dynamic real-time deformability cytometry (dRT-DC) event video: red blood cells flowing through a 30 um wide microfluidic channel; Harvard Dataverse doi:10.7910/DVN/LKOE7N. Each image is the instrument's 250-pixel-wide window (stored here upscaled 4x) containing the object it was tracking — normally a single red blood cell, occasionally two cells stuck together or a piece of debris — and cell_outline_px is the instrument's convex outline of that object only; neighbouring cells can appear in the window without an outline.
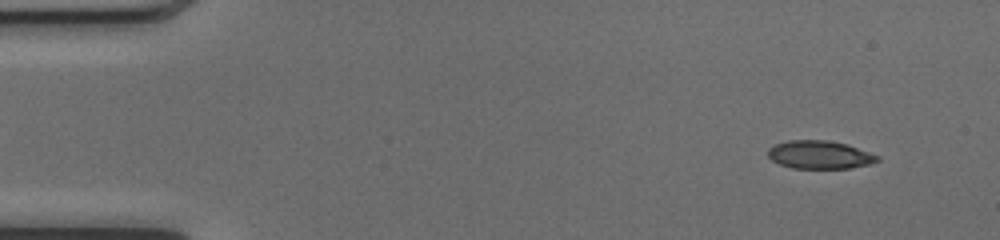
{"species": "common noctule bat (a hibernating species)", "species_latin": "Nyctalus noctula", "temperature_condition": "cold", "stored_images_in_passage": 50, "camera_frame_rate_fps": 3000, "um_per_image_px": 0.085, "animal": {"sex": "female", "body_mass_g": 17.0, "forearm_length_mm": 48.0}, "frame": {"image": 1, "passage_image": 4, "time_ms": 1.0, "image_size_px": [1000, 240], "cell_outline_px": [[880, 160], [868, 164], [848, 168], [792, 168], [780, 164], [772, 160], [768, 156], [768, 148], [776, 144], [788, 140], [828, 140], [848, 144], [880, 156]], "centroid_in_image_um": [69.68, 13.14], "position_along_channel_um": 15.3, "area_um2": 17.92}}
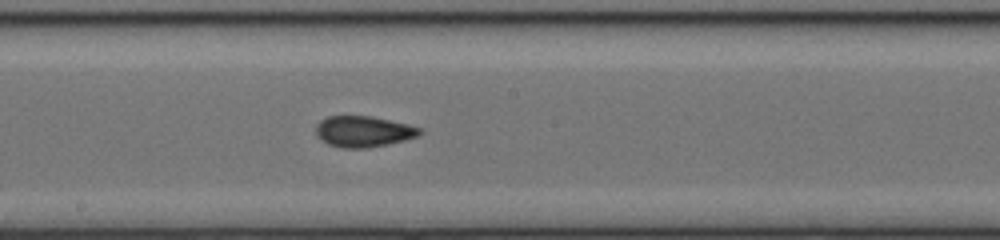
{"frame": {"image": 2, "passage_image": 27, "time_ms": 8.667, "image_size_px": [1000, 240], "cell_outline_px": [[424, 132], [420, 136], [404, 140], [368, 148], [340, 148], [328, 144], [320, 140], [316, 136], [316, 124], [320, 120], [328, 116], [372, 116], [408, 124], [420, 128]], "centroid_in_image_um": [30.88, 11.18], "position_along_channel_um": 217.3, "area_um2": 18.96}}
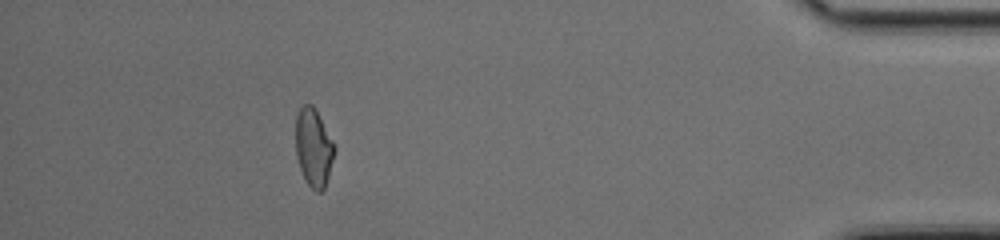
{"frame": {"image": 3, "passage_image": 45, "time_ms": 14.667, "image_size_px": [1000, 240], "cell_outline_px": [[336, 148], [328, 176], [324, 188], [320, 192], [316, 192], [308, 184], [300, 168], [296, 156], [296, 116], [300, 108], [304, 104], [312, 104], [336, 144]], "centroid_in_image_um": [26.67, 12.53], "position_along_channel_um": 408.5, "area_um2": 17.57}, "authors_computed_cell_mechanics": {"area_um2": 18.0336, "velocity_mm_per_s": 4.1287, "shape_relaxation_time_tau1_ms": null, "shape_relaxation_time_tau2_ms": 1.7795, "deformation_change_tau1": null, "deformation_change_tau2": 0.0713}}